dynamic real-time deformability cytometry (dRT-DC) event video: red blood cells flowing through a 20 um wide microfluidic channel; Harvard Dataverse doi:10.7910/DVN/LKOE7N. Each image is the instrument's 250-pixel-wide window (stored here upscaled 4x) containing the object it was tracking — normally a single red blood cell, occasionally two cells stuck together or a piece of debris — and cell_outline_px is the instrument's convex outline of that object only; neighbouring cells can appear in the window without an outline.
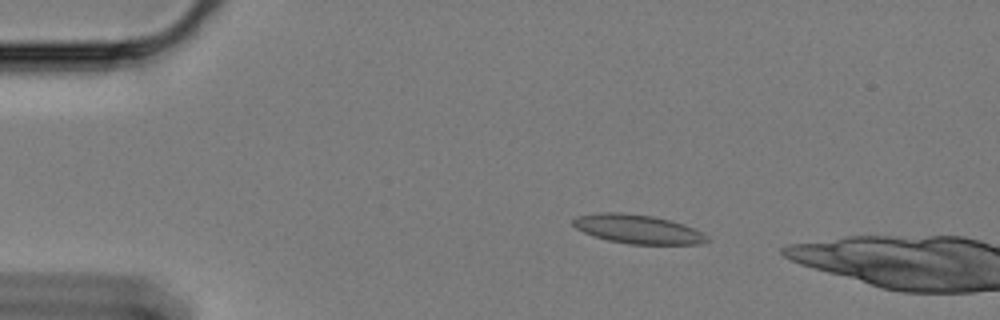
{"species": "Egyptian fruit bat (a non-hibernating species)", "species_latin": "Rousettus aegyptiacus", "temperature_condition": "cold", "stored_images_in_passage": 10, "camera_frame_rate_fps": 3000, "um_per_image_px": 0.085, "animal": {"sex": "female"}, "frame": {"image": 1, "passage_image": 7, "time_ms": 2.0, "image_size_px": [1000, 320], "cell_outline_px": [[708, 240], [700, 244], [628, 244], [608, 240], [584, 232], [576, 228], [572, 224], [572, 220], [576, 216], [600, 212], [620, 212], [652, 216], [672, 220], [684, 224], [704, 232], [708, 236]], "centroid_in_image_um": [54.23, 19.47], "position_along_channel_um": 30.8, "area_um2": 22.66}}